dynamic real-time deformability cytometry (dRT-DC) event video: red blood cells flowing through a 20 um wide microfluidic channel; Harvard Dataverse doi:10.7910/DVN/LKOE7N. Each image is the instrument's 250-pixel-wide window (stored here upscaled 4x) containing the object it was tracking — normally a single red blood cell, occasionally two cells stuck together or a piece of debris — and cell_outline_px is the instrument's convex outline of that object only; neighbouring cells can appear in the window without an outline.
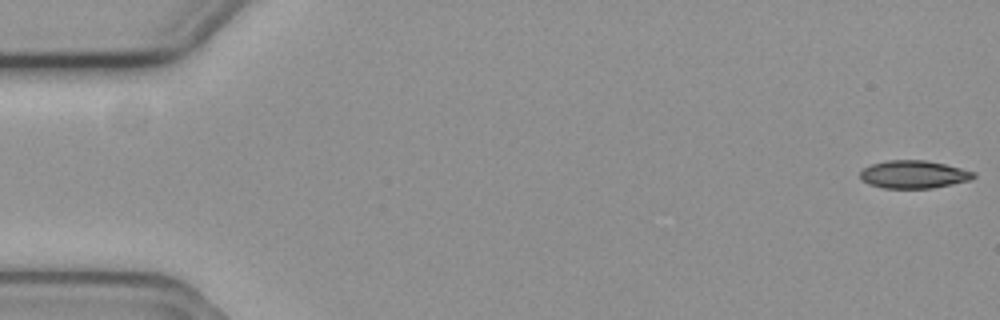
{"species": "common noctule bat (a hibernating species)", "species_latin": "Nyctalus noctula", "temperature_condition": "cold", "stored_images_in_passage": 4, "camera_frame_rate_fps": 3000, "um_per_image_px": 0.085, "animal": {"sex": "female", "body_mass_g": 19.3, "forearm_length_mm": 54.1}, "frame": {"image": 1, "passage_image": 1, "time_ms": 0.0, "image_size_px": [1000, 320], "cell_outline_px": [[976, 176], [972, 180], [932, 188], [884, 188], [868, 184], [860, 180], [860, 172], [864, 168], [872, 164], [888, 160], [924, 160], [944, 164], [976, 172]], "centroid_in_image_um": [77.67, 14.83], "position_along_channel_um": 7.3, "area_um2": 18.44}}